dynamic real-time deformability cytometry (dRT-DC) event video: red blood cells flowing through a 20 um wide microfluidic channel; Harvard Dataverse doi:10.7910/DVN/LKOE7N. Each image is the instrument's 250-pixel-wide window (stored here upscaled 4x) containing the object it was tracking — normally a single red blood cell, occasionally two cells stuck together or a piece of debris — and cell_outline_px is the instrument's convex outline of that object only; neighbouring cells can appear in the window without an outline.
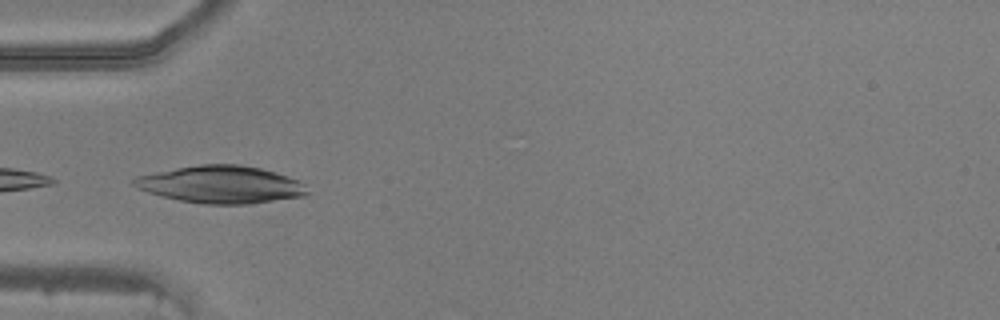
{"species": "common noctule bat (a hibernating species)", "species_latin": "Nyctalus noctula", "temperature_condition": "warm", "stored_images_in_passage": 33, "camera_frame_rate_fps": 3000, "um_per_image_px": 0.085, "animal": {"sex": "male", "body_mass_g": 20.5, "forearm_length_mm": 52.5}, "frame": {"image": 1, "passage_image": 1, "time_ms": 0.0, "image_size_px": [1000, 320], "cell_outline_px": [[308, 192], [304, 196], [248, 204], [204, 204], [180, 200], [160, 196], [136, 188], [132, 184], [132, 180], [136, 176], [176, 168], [200, 164], [240, 164], [260, 168], [288, 176], [304, 184]], "centroid_in_image_um": [18.75, 15.68], "position_along_channel_um": 66.2, "area_um2": 37.63}}